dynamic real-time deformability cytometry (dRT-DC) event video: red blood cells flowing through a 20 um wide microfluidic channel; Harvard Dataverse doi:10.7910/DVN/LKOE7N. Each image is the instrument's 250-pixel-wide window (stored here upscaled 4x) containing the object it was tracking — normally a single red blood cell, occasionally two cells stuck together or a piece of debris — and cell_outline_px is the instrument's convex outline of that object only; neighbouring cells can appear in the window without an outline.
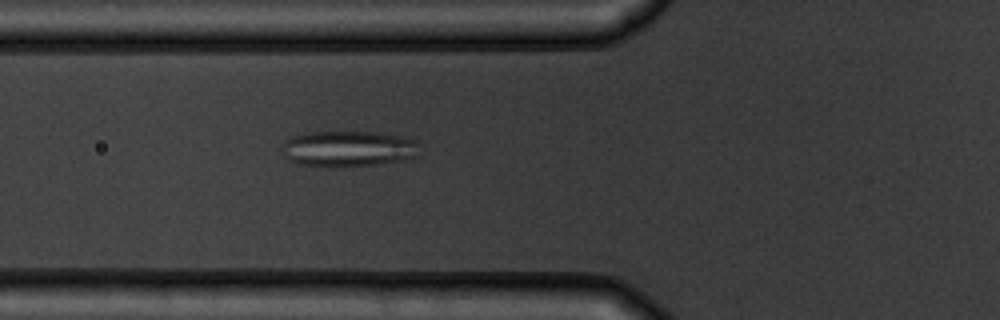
{"species": "common noctule bat (a hibernating species)", "species_latin": "Nyctalus noctula", "temperature_condition": "warm", "stored_images_in_passage": 2, "camera_frame_rate_fps": 3000, "um_per_image_px": 0.085, "animal": {"sex": "male", "body_mass_g": 19.5, "forearm_length_mm": 54.6}, "frame": {"image": 1, "passage_image": 2, "time_ms": 1.0, "image_size_px": [1000, 320], "cell_outline_px": [[416, 156], [404, 160], [372, 164], [300, 164], [288, 160], [280, 152], [284, 140], [292, 136], [312, 132], [380, 132], [416, 140]], "centroid_in_image_um": [29.55, 12.59], "position_along_channel_um": 96.3, "area_um2": 27.74}}